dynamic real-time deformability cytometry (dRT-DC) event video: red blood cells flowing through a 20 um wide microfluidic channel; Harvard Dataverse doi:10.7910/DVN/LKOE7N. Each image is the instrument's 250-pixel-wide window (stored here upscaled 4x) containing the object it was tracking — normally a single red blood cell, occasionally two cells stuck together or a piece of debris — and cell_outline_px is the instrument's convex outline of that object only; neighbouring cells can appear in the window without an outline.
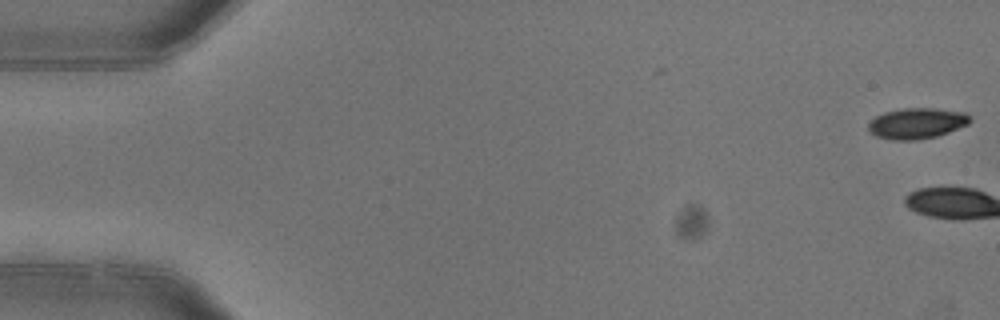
{"species": "common noctule bat (a hibernating species)", "species_latin": "Nyctalus noctula", "temperature_condition": "warm", "stored_images_in_passage": 5, "camera_frame_rate_fps": 3000, "um_per_image_px": 0.085, "animal": {"sex": "female"}, "frame": {"image": 1, "passage_image": 1, "time_ms": 0.0, "image_size_px": [1000, 320], "cell_outline_px": [[972, 120], [968, 124], [948, 132], [936, 136], [916, 140], [892, 140], [876, 136], [868, 132], [868, 124], [876, 116], [884, 112], [904, 108], [936, 108], [964, 112], [972, 116]], "centroid_in_image_um": [77.93, 10.48], "position_along_channel_um": 7.1, "area_um2": 18.32}}
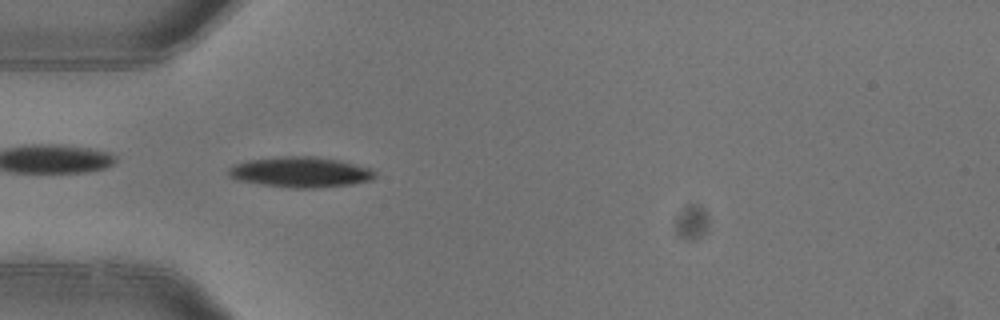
{"frame": {"image": 2, "passage_image": 5, "time_ms": 1.333, "image_size_px": [1000, 320], "cell_outline_px": [[376, 176], [372, 180], [352, 184], [316, 188], [296, 188], [260, 184], [240, 180], [232, 176], [228, 172], [228, 168], [236, 164], [248, 160], [284, 156], [312, 156], [340, 160], [372, 168], [376, 172]], "centroid_in_image_um": [25.62, 14.62], "position_along_channel_um": 59.4, "area_um2": 25.89}}